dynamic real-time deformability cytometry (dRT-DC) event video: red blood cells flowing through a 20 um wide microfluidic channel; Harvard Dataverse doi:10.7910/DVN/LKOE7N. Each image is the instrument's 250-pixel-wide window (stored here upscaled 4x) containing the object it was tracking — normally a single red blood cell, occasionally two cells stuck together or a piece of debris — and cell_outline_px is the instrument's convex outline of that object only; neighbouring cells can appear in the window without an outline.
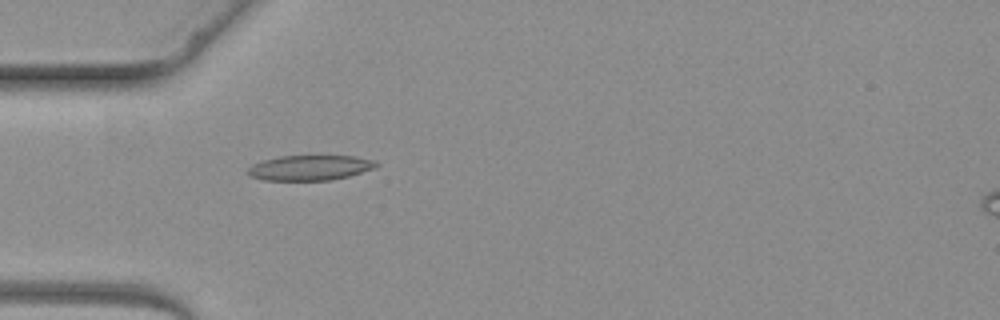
{"species": "common noctule bat (a hibernating species)", "species_latin": "Nyctalus noctula", "temperature_condition": "warm", "stored_images_in_passage": 2, "camera_frame_rate_fps": 3000, "um_per_image_px": 0.085, "animal": {"sex": "female", "body_mass_g": 19.3, "forearm_length_mm": 54.1}, "frame": {"image": 1, "passage_image": 1, "time_ms": 0.0, "image_size_px": [1000, 320], "cell_outline_px": [[380, 164], [376, 168], [348, 176], [328, 180], [264, 180], [252, 176], [248, 172], [248, 168], [252, 164], [264, 160], [280, 156], [356, 156], [376, 160]], "centroid_in_image_um": [26.4, 14.25], "position_along_channel_um": 58.6, "area_um2": 18.73}}